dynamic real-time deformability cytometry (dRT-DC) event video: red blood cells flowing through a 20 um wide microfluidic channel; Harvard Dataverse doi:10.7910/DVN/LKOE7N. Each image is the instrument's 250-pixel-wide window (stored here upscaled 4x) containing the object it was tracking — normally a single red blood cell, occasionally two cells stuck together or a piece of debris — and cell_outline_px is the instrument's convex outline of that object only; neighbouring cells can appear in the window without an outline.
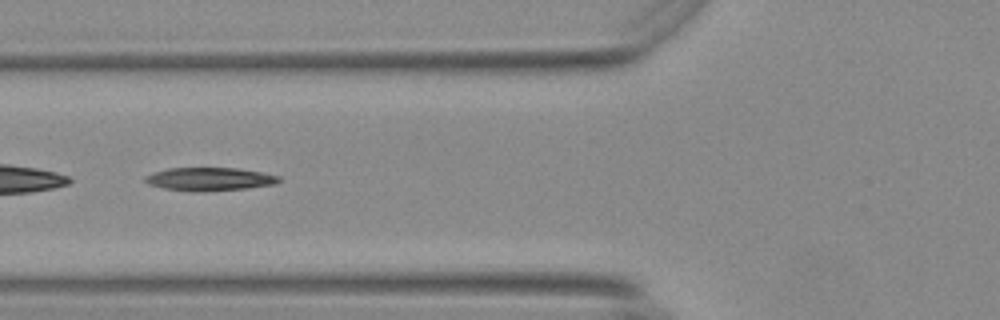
{"species": "Egyptian fruit bat (a non-hibernating species)", "species_latin": "Rousettus aegyptiacus", "temperature_condition": "warm", "stored_images_in_passage": 43, "segment_of_instrument_passage": [2, 2], "camera_frame_rate_fps": 3000, "um_per_image_px": 0.085, "animal": {"sex": "female"}, "frame": {"image": 1, "passage_image": 11, "time_ms": 3.333, "image_size_px": [1000, 320], "cell_outline_px": [[280, 180], [276, 184], [244, 188], [164, 188], [148, 184], [144, 180], [144, 176], [152, 172], [168, 168], [236, 168], [260, 172], [280, 176]], "centroid_in_image_um": [17.81, 15.16], "position_along_channel_um": 108.0, "area_um2": 16.82}}
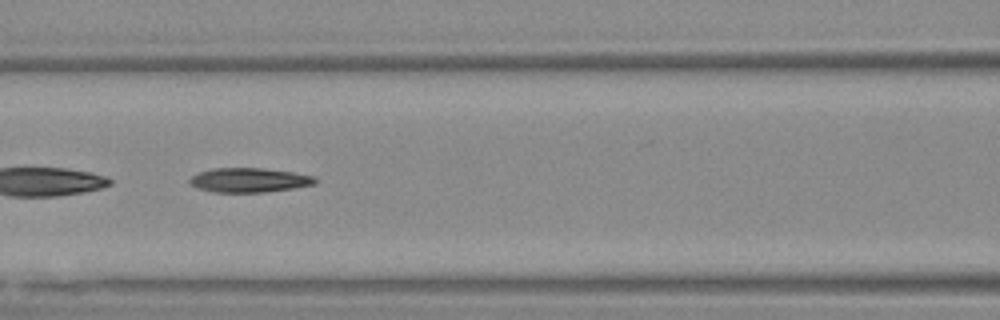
{"frame": {"image": 2, "passage_image": 14, "time_ms": 4.333, "image_size_px": [1000, 320], "cell_outline_px": [[316, 184], [292, 188], [264, 192], [216, 192], [196, 188], [188, 180], [192, 176], [200, 172], [212, 168], [260, 168], [292, 172], [312, 176], [316, 180]], "centroid_in_image_um": [21.15, 15.31], "position_along_channel_um": 145.4, "area_um2": 17.57}}